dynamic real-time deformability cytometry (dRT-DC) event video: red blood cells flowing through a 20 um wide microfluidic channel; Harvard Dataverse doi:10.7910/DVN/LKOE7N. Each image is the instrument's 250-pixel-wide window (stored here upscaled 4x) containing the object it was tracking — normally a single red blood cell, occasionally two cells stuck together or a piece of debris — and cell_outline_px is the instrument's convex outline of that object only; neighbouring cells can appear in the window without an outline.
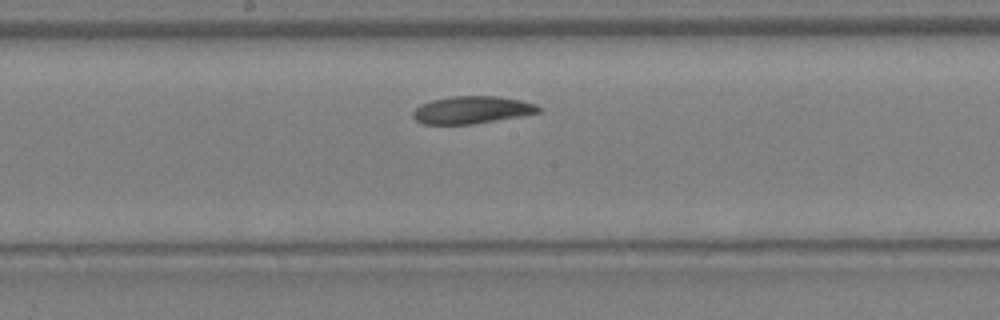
{"species": "Egyptian fruit bat (a non-hibernating species)", "species_latin": "Rousettus aegyptiacus", "temperature_condition": "warm", "stored_images_in_passage": 18, "camera_frame_rate_fps": 3000, "um_per_image_px": 0.085, "animal": {"sex": "female"}, "frame": {"image": 1, "passage_image": 11, "time_ms": 3.333, "image_size_px": [1000, 320], "cell_outline_px": [[540, 112], [520, 116], [472, 124], [424, 124], [416, 120], [412, 116], [412, 112], [420, 104], [432, 100], [452, 96], [500, 96], [520, 100], [536, 104], [540, 108]], "centroid_in_image_um": [40.09, 9.34], "position_along_channel_um": 208.1, "area_um2": 20.0}}
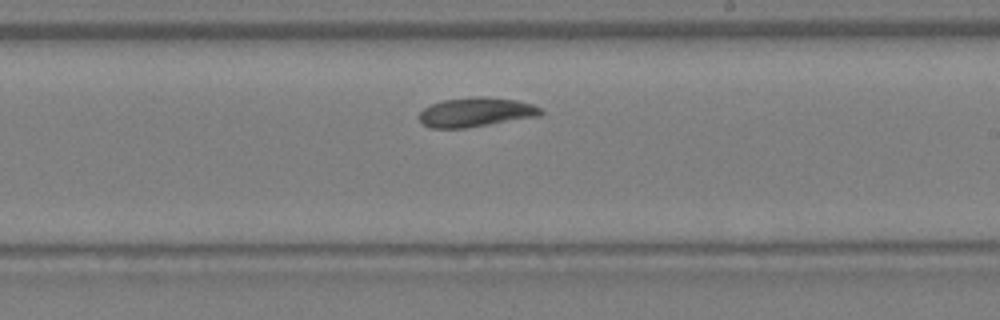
{"frame": {"image": 2, "passage_image": 13, "time_ms": 4.0, "image_size_px": [1000, 320], "cell_outline_px": [[544, 112], [540, 116], [464, 128], [428, 128], [420, 124], [420, 112], [424, 108], [432, 104], [444, 100], [476, 96], [488, 96], [516, 100], [532, 104], [544, 108]], "centroid_in_image_um": [40.47, 9.53], "position_along_channel_um": 248.5, "area_um2": 20.92}}